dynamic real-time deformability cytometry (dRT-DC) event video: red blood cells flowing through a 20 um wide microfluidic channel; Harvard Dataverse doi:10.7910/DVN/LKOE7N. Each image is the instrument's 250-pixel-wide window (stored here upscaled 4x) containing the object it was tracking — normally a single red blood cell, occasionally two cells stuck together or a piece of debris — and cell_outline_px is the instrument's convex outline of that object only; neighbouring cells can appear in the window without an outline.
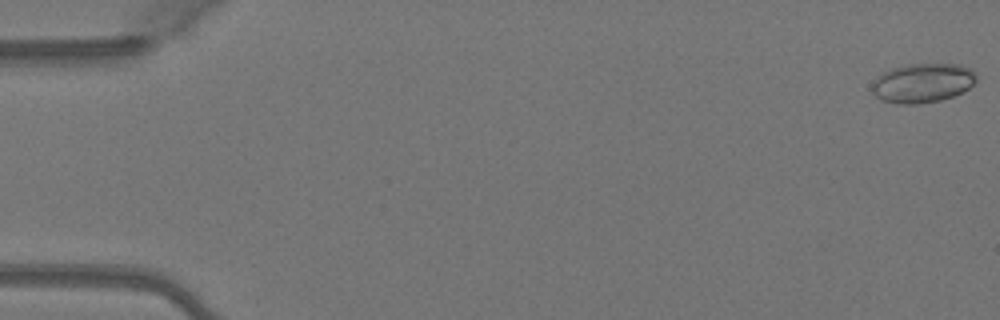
{"species": "Egyptian fruit bat (a non-hibernating species)", "species_latin": "Rousettus aegyptiacus", "temperature_condition": "warm", "stored_images_in_passage": 50, "camera_frame_rate_fps": 3000, "um_per_image_px": 0.085, "animal": {"sex": "female"}, "frame": {"image": 1, "passage_image": 1, "time_ms": 0.0, "image_size_px": [1000, 320], "cell_outline_px": [[976, 80], [964, 92], [940, 100], [916, 104], [896, 104], [880, 100], [872, 92], [872, 80], [884, 72], [892, 68], [908, 64], [960, 64], [972, 68], [976, 72]], "centroid_in_image_um": [78.42, 7.05], "position_along_channel_um": 6.6, "area_um2": 24.1}}
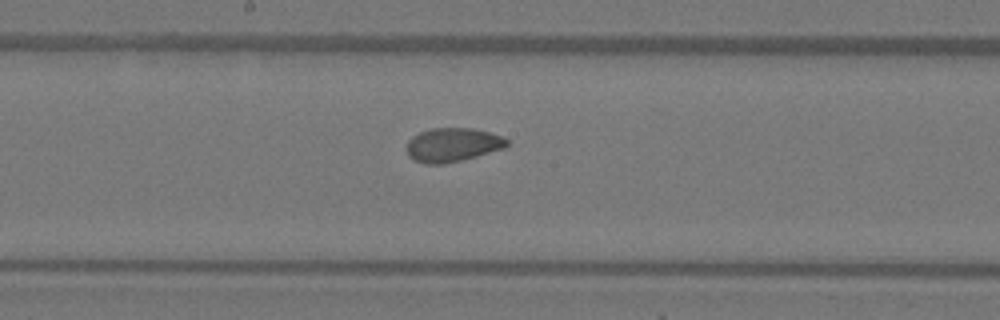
{"frame": {"image": 2, "passage_image": 27, "time_ms": 8.667, "image_size_px": [1000, 320], "cell_outline_px": [[508, 144], [504, 148], [476, 156], [444, 164], [424, 164], [408, 156], [408, 140], [412, 136], [420, 132], [432, 128], [472, 128], [488, 132], [500, 136], [508, 140]], "centroid_in_image_um": [38.45, 12.31], "position_along_channel_um": 209.7, "area_um2": 19.54}}
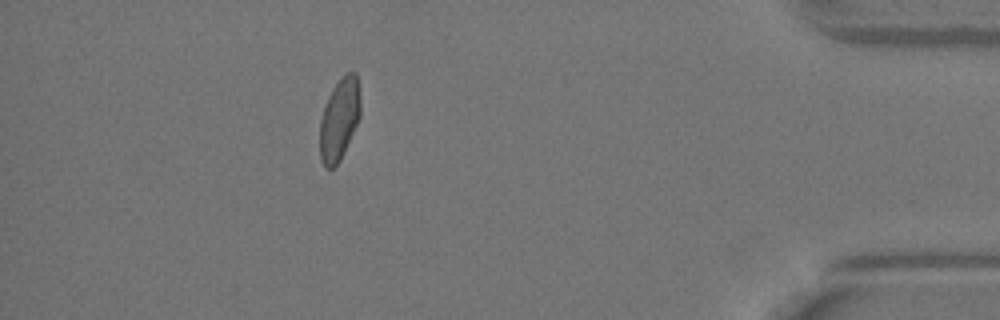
{"frame": {"image": 3, "passage_image": 45, "time_ms": 14.667, "image_size_px": [1000, 320], "cell_outline_px": [[360, 116], [340, 160], [332, 168], [324, 168], [320, 160], [320, 120], [328, 96], [332, 88], [348, 72], [356, 72], [360, 96]], "centroid_in_image_um": [28.83, 10.15], "position_along_channel_um": 406.4, "area_um2": 19.13}, "authors_computed_cell_mechanics": {"area_um2": 19.941, "velocity_mm_per_s": 4.1038, "shape_relaxation_time_tau1_ms": 4.4734, "shape_relaxation_time_tau2_ms": 0.8135, "deformation_change_tau1": 0.1432, "deformation_change_tau2": 0.0357}}